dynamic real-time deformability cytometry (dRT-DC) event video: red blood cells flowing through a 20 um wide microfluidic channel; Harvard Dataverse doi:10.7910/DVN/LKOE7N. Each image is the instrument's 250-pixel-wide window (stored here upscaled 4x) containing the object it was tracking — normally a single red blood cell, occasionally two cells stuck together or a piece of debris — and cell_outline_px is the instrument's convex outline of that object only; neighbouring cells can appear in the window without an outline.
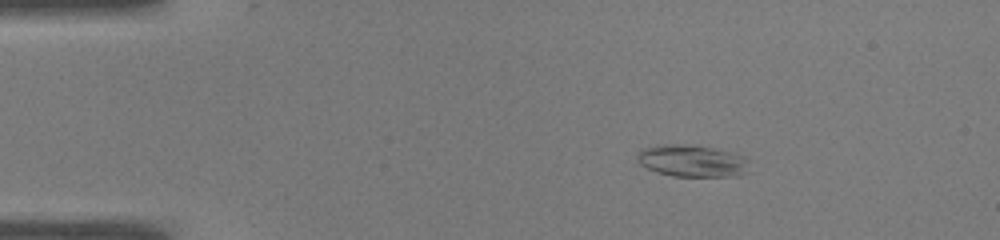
{"species": "common noctule bat (a hibernating species)", "species_latin": "Nyctalus noctula", "temperature_condition": "warm", "stored_images_in_passage": 52, "camera_frame_rate_fps": 3000, "um_per_image_px": 0.085, "animal": {"sex": "male", "body_mass_g": 19.0, "forearm_length_mm": 50.8}, "frame": {"image": 1, "passage_image": 8, "time_ms": 2.333, "image_size_px": [1000, 240], "cell_outline_px": [[748, 160], [744, 172], [736, 176], [672, 176], [656, 172], [640, 164], [636, 160], [636, 156], [644, 148], [656, 144], [696, 144], [732, 152], [744, 156]], "centroid_in_image_um": [58.78, 13.65], "position_along_channel_um": 26.2, "area_um2": 20.98}}
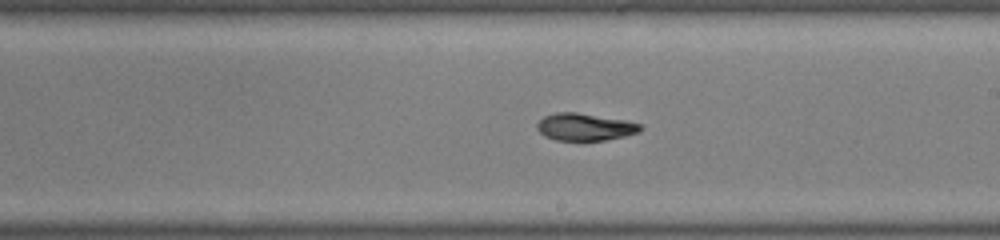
{"frame": {"image": 2, "passage_image": 30, "time_ms": 9.667, "image_size_px": [1000, 240], "cell_outline_px": [[644, 128], [640, 132], [624, 136], [604, 140], [556, 140], [544, 136], [536, 128], [536, 124], [544, 116], [556, 112], [576, 112], [624, 120], [640, 124]], "centroid_in_image_um": [49.7, 10.79], "position_along_channel_um": 239.3, "area_um2": 16.36}}
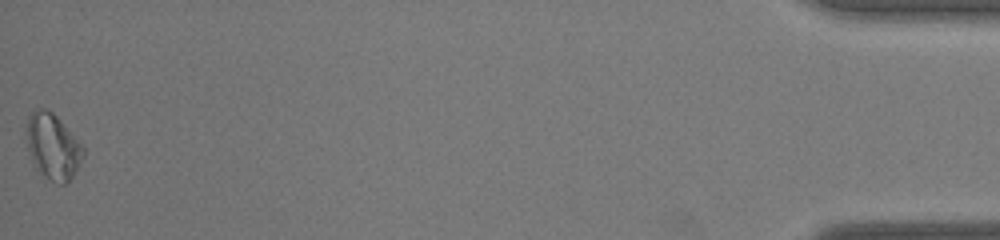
{"frame": {"image": 3, "passage_image": 52, "time_ms": 17.0, "image_size_px": [1000, 240], "cell_outline_px": [[84, 156], [72, 176], [64, 184], [56, 184], [44, 176], [32, 164], [28, 148], [24, 128], [28, 116], [36, 108], [44, 108], [52, 112], [84, 144]], "centroid_in_image_um": [4.47, 12.43], "position_along_channel_um": 430.7, "area_um2": 22.08}, "authors_computed_cell_mechanics": {"area_um2": 17.4845, "velocity_mm_per_s": 3.8717, "shape_relaxation_time_tau1_ms": 10.2599, "shape_relaxation_time_tau2_ms": 4.0739, "deformation_change_tau1": 0.2466, "deformation_change_tau2": 0.0898}}